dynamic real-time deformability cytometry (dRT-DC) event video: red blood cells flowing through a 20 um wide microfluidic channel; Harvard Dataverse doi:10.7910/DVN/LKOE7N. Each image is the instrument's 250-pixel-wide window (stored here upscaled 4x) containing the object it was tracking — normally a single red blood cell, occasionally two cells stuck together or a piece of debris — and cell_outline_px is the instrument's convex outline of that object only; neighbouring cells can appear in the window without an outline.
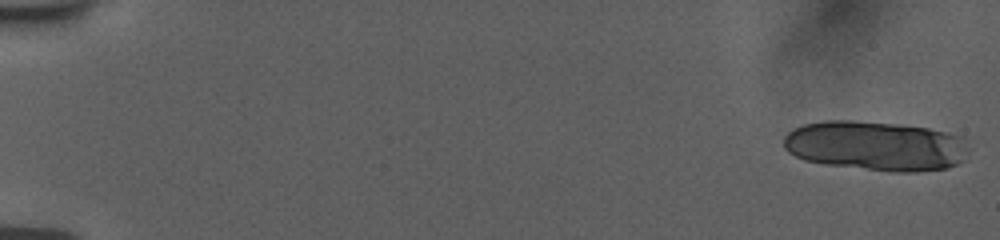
{"species": "human", "species_latin": "Homo sapiens", "temperature_condition": "room temperature", "stored_images_in_passage": 19, "camera_frame_rate_fps": 3000, "um_per_image_px": 0.085, "donor": {"sex": "female"}, "frame": {"image": 1, "passage_image": 1, "time_ms": 0.0, "image_size_px": [1000, 240], "cell_outline_px": [[972, 148], [964, 160], [948, 168], [916, 172], [892, 172], [824, 164], [804, 160], [788, 152], [784, 148], [784, 136], [792, 128], [804, 124], [824, 120], [852, 120], [900, 124], [928, 128], [948, 132], [964, 136]], "centroid_in_image_um": [74.5, 12.39], "position_along_channel_um": 10.5, "area_um2": 54.56}}